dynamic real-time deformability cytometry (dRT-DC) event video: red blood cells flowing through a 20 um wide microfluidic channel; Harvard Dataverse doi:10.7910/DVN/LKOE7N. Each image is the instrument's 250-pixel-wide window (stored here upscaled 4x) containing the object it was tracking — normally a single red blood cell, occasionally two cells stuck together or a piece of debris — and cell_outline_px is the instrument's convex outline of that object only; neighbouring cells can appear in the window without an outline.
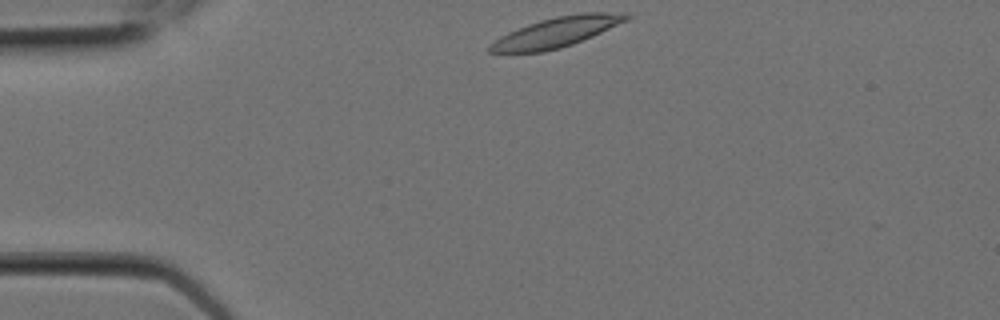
{"species": "Egyptian fruit bat (a non-hibernating species)", "species_latin": "Rousettus aegyptiacus", "temperature_condition": "room temperature", "stored_images_in_passage": 5, "camera_frame_rate_fps": 3000, "um_per_image_px": 0.085, "animal": {"sex": "female"}, "frame": {"image": 1, "passage_image": 1, "time_ms": 0.0, "image_size_px": [1000, 320], "cell_outline_px": [[632, 16], [628, 20], [592, 36], [572, 44], [560, 48], [544, 52], [488, 52], [488, 44], [500, 36], [508, 32], [528, 24], [540, 20], [556, 16], [580, 12], [628, 12]], "centroid_in_image_um": [47.32, 2.71], "position_along_channel_um": 37.7, "area_um2": 23.93}}
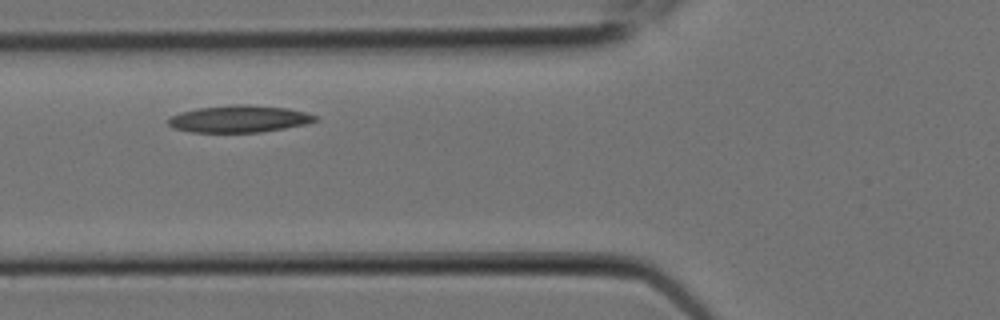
{"frame": {"image": 2, "passage_image": 4, "time_ms": 1.0, "image_size_px": [1000, 320], "cell_outline_px": [[320, 120], [304, 124], [284, 128], [260, 132], [192, 132], [172, 128], [168, 124], [168, 116], [180, 112], [196, 108], [236, 104], [248, 104], [288, 108], [320, 116]], "centroid_in_image_um": [20.32, 10.1], "position_along_channel_um": 105.5, "area_um2": 23.35}}
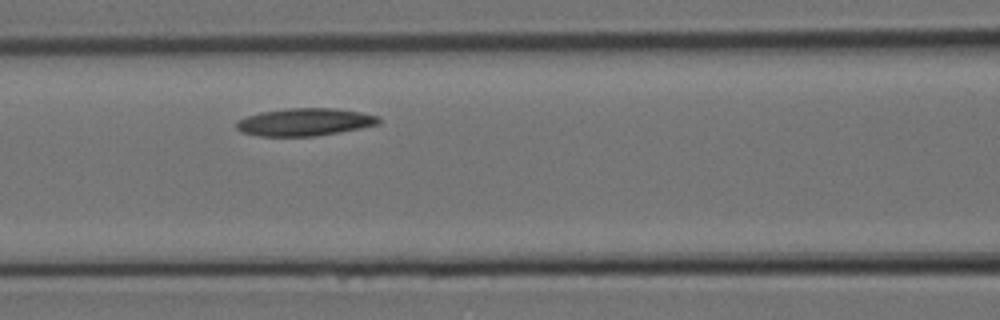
{"frame": {"image": 3, "passage_image": 5, "time_ms": 1.333, "image_size_px": [1000, 320], "cell_outline_px": [[380, 124], [360, 128], [316, 136], [260, 136], [240, 132], [236, 128], [236, 120], [260, 112], [288, 108], [336, 108], [360, 112], [380, 116]], "centroid_in_image_um": [25.9, 10.37], "position_along_channel_um": 140.7, "area_um2": 22.95}}